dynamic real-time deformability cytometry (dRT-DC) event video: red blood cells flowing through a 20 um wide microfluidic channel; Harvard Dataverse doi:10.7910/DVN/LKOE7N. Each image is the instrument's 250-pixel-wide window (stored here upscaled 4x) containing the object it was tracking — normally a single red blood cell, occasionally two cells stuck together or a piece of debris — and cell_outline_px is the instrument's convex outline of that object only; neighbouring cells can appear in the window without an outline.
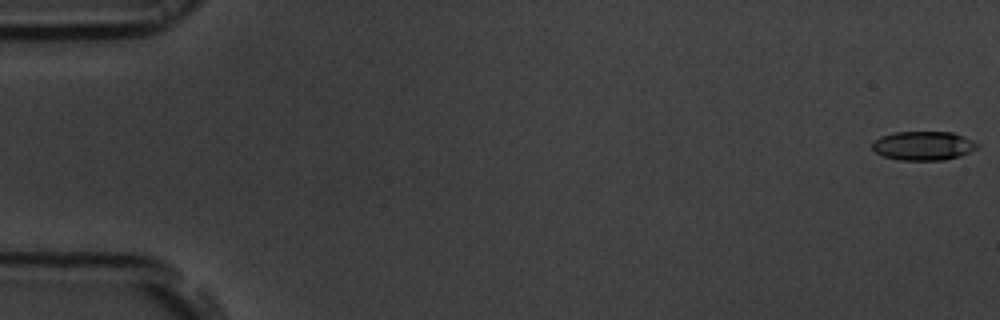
{"species": "common noctule bat (a hibernating species)", "species_latin": "Nyctalus noctula", "temperature_condition": "room temperature", "stored_images_in_passage": 55, "camera_frame_rate_fps": 3000, "um_per_image_px": 0.085, "animal": {"sex": "male", "body_mass_g": 19.5, "forearm_length_mm": 54.6}, "frame": {"image": 1, "passage_image": 1, "time_ms": 0.0, "image_size_px": [1000, 320], "cell_outline_px": [[980, 144], [976, 148], [960, 156], [944, 160], [900, 160], [884, 156], [876, 152], [872, 148], [872, 140], [880, 136], [896, 132], [952, 132], [972, 140]], "centroid_in_image_um": [78.46, 12.38], "position_along_channel_um": 6.5, "area_um2": 17.69}}
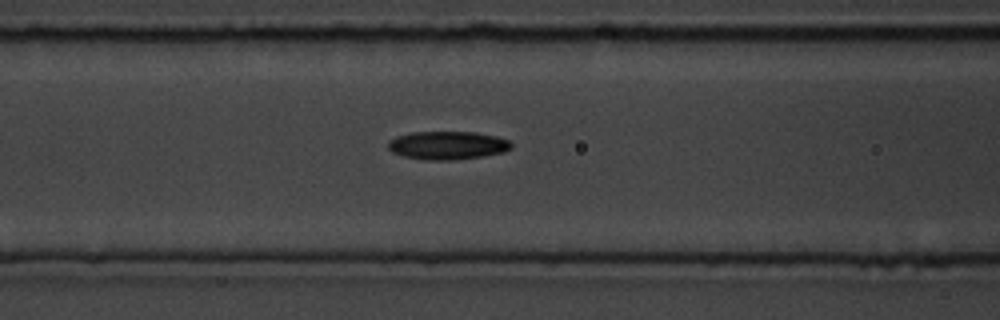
{"frame": {"image": 2, "passage_image": 23, "time_ms": 7.333, "image_size_px": [1000, 320], "cell_outline_px": [[512, 148], [504, 152], [484, 156], [448, 160], [428, 160], [404, 156], [392, 152], [388, 148], [388, 140], [396, 136], [412, 132], [476, 132], [496, 136], [508, 140], [512, 144]], "centroid_in_image_um": [38.04, 12.35], "position_along_channel_um": 128.6, "area_um2": 20.29}}
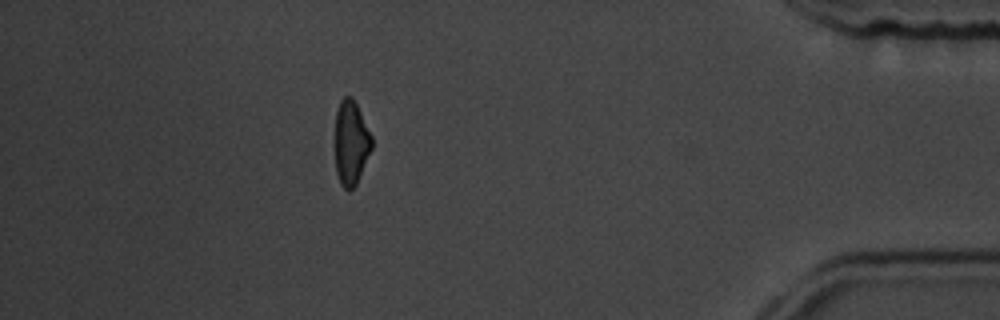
{"frame": {"image": 3, "passage_image": 49, "time_ms": 16.0, "image_size_px": [1000, 320], "cell_outline_px": [[372, 148], [356, 184], [348, 192], [340, 184], [336, 172], [332, 144], [336, 112], [340, 100], [344, 96], [352, 96], [372, 136]], "centroid_in_image_um": [29.77, 12.14], "position_along_channel_um": 405.4, "area_um2": 18.73}, "authors_computed_cell_mechanics": {"area_um2": 18.8428, "velocity_mm_per_s": 3.7528, "shape_relaxation_time_tau1_ms": 3.4696, "shape_relaxation_time_tau2_ms": null, "deformation_change_tau1": 0.1495, "deformation_change_tau2": null}}